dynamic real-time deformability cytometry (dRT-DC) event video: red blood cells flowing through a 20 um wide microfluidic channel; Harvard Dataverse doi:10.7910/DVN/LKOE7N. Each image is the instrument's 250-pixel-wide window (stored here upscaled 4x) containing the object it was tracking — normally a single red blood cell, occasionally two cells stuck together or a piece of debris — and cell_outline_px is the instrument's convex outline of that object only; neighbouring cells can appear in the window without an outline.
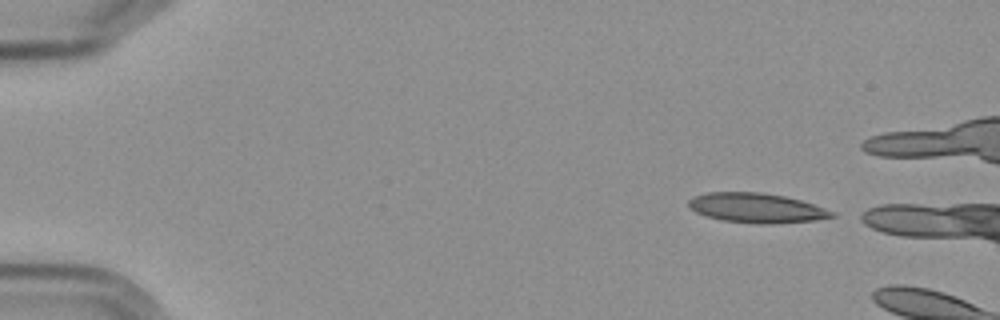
{"species": "Egyptian fruit bat (a non-hibernating species)", "species_latin": "Rousettus aegyptiacus", "temperature_condition": "cold", "stored_images_in_passage": 3, "camera_frame_rate_fps": 3000, "um_per_image_px": 0.085, "frame": {"image": 1, "passage_image": 1, "time_ms": 0.0, "image_size_px": [1000, 320], "cell_outline_px": [[836, 216], [816, 220], [772, 224], [756, 224], [720, 220], [696, 212], [688, 208], [688, 200], [692, 196], [708, 192], [760, 192], [784, 196], [800, 200], [836, 212]], "centroid_in_image_um": [64.28, 17.68], "position_along_channel_um": 20.7, "area_um2": 24.91}}